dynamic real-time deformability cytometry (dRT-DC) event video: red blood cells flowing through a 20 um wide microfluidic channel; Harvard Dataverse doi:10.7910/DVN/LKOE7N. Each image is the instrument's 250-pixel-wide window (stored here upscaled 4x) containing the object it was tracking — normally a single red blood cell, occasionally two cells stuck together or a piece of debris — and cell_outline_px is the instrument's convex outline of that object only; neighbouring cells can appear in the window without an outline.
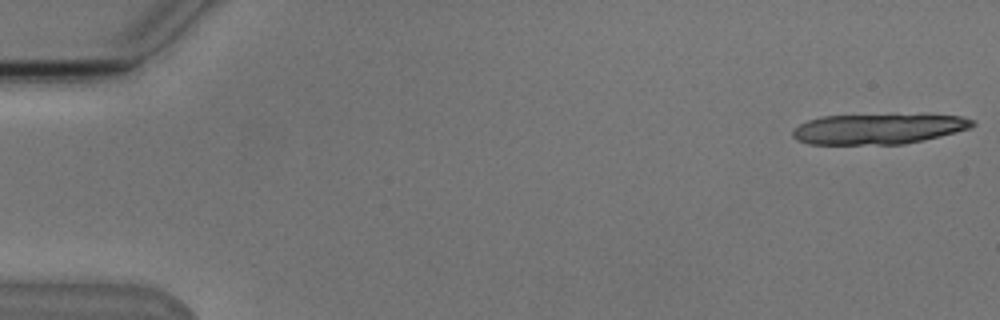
{"species": "Egyptian fruit bat (a non-hibernating species)", "species_latin": "Rousettus aegyptiacus", "temperature_condition": "cold", "stored_images_in_passage": 19, "camera_frame_rate_fps": 3000, "um_per_image_px": 0.085, "animal": {"sex": "male"}, "frame": {"image": 1, "passage_image": 1, "time_ms": 0.0, "image_size_px": [1000, 320], "cell_outline_px": [[976, 124], [968, 128], [940, 136], [904, 144], [808, 144], [796, 140], [792, 136], [792, 132], [800, 124], [808, 120], [820, 116], [960, 116], [976, 120]], "centroid_in_image_um": [74.59, 10.98], "position_along_channel_um": 10.4, "area_um2": 30.92}}